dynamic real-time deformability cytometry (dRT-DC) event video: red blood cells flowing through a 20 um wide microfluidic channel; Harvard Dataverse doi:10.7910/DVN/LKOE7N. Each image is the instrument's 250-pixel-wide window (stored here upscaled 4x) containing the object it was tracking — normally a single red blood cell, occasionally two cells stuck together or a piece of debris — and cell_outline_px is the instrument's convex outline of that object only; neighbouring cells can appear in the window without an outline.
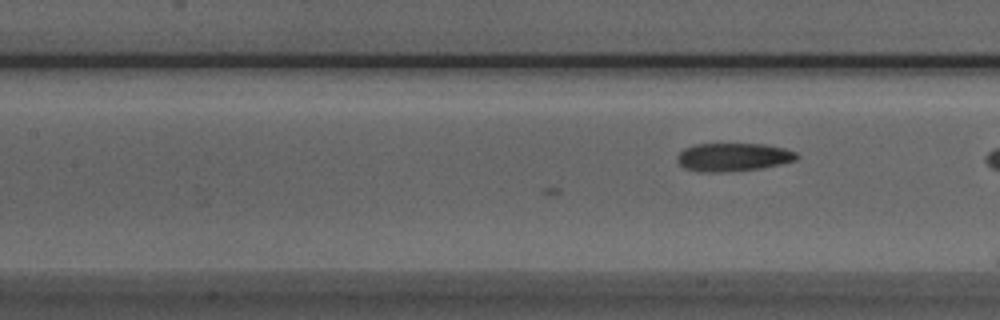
{"species": "Egyptian fruit bat (a non-hibernating species)", "species_latin": "Rousettus aegyptiacus", "temperature_condition": "room temperature", "stored_images_in_passage": 7, "camera_frame_rate_fps": 3000, "um_per_image_px": 0.085, "animal": {"sex": "male"}, "frame": {"image": 1, "passage_image": 7, "time_ms": 2.0, "image_size_px": [1000, 320], "cell_outline_px": [[800, 156], [796, 160], [780, 164], [760, 168], [724, 172], [700, 172], [684, 168], [676, 160], [676, 156], [684, 148], [696, 144], [764, 144], [784, 148], [796, 152]], "centroid_in_image_um": [62.3, 13.35], "position_along_channel_um": 145.1, "area_um2": 19.71}}